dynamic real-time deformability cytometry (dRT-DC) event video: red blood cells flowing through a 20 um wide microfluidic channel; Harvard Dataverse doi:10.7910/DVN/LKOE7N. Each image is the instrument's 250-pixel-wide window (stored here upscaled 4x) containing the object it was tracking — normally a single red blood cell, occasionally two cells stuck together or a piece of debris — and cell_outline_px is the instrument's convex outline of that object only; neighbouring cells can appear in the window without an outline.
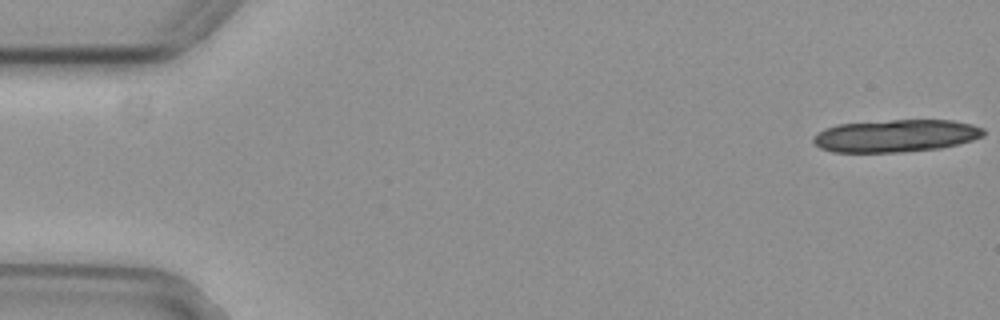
{"species": "common noctule bat (a hibernating species)", "species_latin": "Nyctalus noctula", "temperature_condition": "cold", "stored_images_in_passage": 10, "camera_frame_rate_fps": 3000, "um_per_image_px": 0.085, "animal": {"sex": "female", "body_mass_g": 29.2, "forearm_length_mm": 56.3}, "frame": {"image": 1, "passage_image": 1, "time_ms": 0.0, "image_size_px": [1000, 320], "cell_outline_px": [[984, 136], [972, 140], [940, 148], [900, 152], [832, 152], [820, 148], [812, 140], [820, 132], [836, 124], [892, 120], [952, 120], [972, 124], [984, 128]], "centroid_in_image_um": [76.17, 11.54], "position_along_channel_um": 8.8, "area_um2": 32.02}}